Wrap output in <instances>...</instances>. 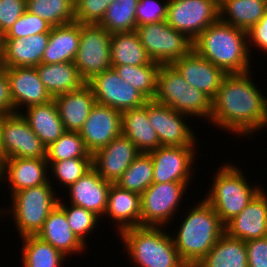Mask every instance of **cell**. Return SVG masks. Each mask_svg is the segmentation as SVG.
Returning <instances> with one entry per match:
<instances>
[{"label": "cell", "mask_w": 267, "mask_h": 267, "mask_svg": "<svg viewBox=\"0 0 267 267\" xmlns=\"http://www.w3.org/2000/svg\"><path fill=\"white\" fill-rule=\"evenodd\" d=\"M252 72L226 74L211 101L210 124L233 135L249 136L267 126V97Z\"/></svg>", "instance_id": "cell-1"}, {"label": "cell", "mask_w": 267, "mask_h": 267, "mask_svg": "<svg viewBox=\"0 0 267 267\" xmlns=\"http://www.w3.org/2000/svg\"><path fill=\"white\" fill-rule=\"evenodd\" d=\"M193 49L226 74L245 73L253 67L247 32L220 19L193 41Z\"/></svg>", "instance_id": "cell-2"}, {"label": "cell", "mask_w": 267, "mask_h": 267, "mask_svg": "<svg viewBox=\"0 0 267 267\" xmlns=\"http://www.w3.org/2000/svg\"><path fill=\"white\" fill-rule=\"evenodd\" d=\"M199 202L172 236L180 258L188 267H195L225 233V224L213 207L205 199Z\"/></svg>", "instance_id": "cell-3"}, {"label": "cell", "mask_w": 267, "mask_h": 267, "mask_svg": "<svg viewBox=\"0 0 267 267\" xmlns=\"http://www.w3.org/2000/svg\"><path fill=\"white\" fill-rule=\"evenodd\" d=\"M164 229L136 226L118 234L135 267H188L179 256L172 235Z\"/></svg>", "instance_id": "cell-4"}, {"label": "cell", "mask_w": 267, "mask_h": 267, "mask_svg": "<svg viewBox=\"0 0 267 267\" xmlns=\"http://www.w3.org/2000/svg\"><path fill=\"white\" fill-rule=\"evenodd\" d=\"M228 163L217 169L212 187L205 198L203 197L224 224L238 215L262 189L261 185H250L243 170L231 162Z\"/></svg>", "instance_id": "cell-5"}, {"label": "cell", "mask_w": 267, "mask_h": 267, "mask_svg": "<svg viewBox=\"0 0 267 267\" xmlns=\"http://www.w3.org/2000/svg\"><path fill=\"white\" fill-rule=\"evenodd\" d=\"M153 100L189 117L210 121L212 100L189 85L172 64L160 66Z\"/></svg>", "instance_id": "cell-6"}, {"label": "cell", "mask_w": 267, "mask_h": 267, "mask_svg": "<svg viewBox=\"0 0 267 267\" xmlns=\"http://www.w3.org/2000/svg\"><path fill=\"white\" fill-rule=\"evenodd\" d=\"M52 186L49 180L45 184L26 188L11 195L13 207L10 206L11 210L6 208L5 215L7 211L10 215L13 214L11 217L13 216L21 238L37 235L49 213L58 204L59 196L57 197Z\"/></svg>", "instance_id": "cell-7"}, {"label": "cell", "mask_w": 267, "mask_h": 267, "mask_svg": "<svg viewBox=\"0 0 267 267\" xmlns=\"http://www.w3.org/2000/svg\"><path fill=\"white\" fill-rule=\"evenodd\" d=\"M135 31L151 60L161 65L172 64L193 50V40L166 20L137 26Z\"/></svg>", "instance_id": "cell-8"}, {"label": "cell", "mask_w": 267, "mask_h": 267, "mask_svg": "<svg viewBox=\"0 0 267 267\" xmlns=\"http://www.w3.org/2000/svg\"><path fill=\"white\" fill-rule=\"evenodd\" d=\"M189 183H152L141 194V226H168L180 208Z\"/></svg>", "instance_id": "cell-9"}, {"label": "cell", "mask_w": 267, "mask_h": 267, "mask_svg": "<svg viewBox=\"0 0 267 267\" xmlns=\"http://www.w3.org/2000/svg\"><path fill=\"white\" fill-rule=\"evenodd\" d=\"M110 45L111 33L105 28L80 23V42L74 63L86 82L112 67Z\"/></svg>", "instance_id": "cell-10"}, {"label": "cell", "mask_w": 267, "mask_h": 267, "mask_svg": "<svg viewBox=\"0 0 267 267\" xmlns=\"http://www.w3.org/2000/svg\"><path fill=\"white\" fill-rule=\"evenodd\" d=\"M219 19V0H169L167 23L193 41Z\"/></svg>", "instance_id": "cell-11"}, {"label": "cell", "mask_w": 267, "mask_h": 267, "mask_svg": "<svg viewBox=\"0 0 267 267\" xmlns=\"http://www.w3.org/2000/svg\"><path fill=\"white\" fill-rule=\"evenodd\" d=\"M86 84L92 89L97 104L123 112L138 108L149 100L124 81L111 67L92 77Z\"/></svg>", "instance_id": "cell-12"}, {"label": "cell", "mask_w": 267, "mask_h": 267, "mask_svg": "<svg viewBox=\"0 0 267 267\" xmlns=\"http://www.w3.org/2000/svg\"><path fill=\"white\" fill-rule=\"evenodd\" d=\"M0 135L7 158H46V146L20 113L0 116Z\"/></svg>", "instance_id": "cell-13"}, {"label": "cell", "mask_w": 267, "mask_h": 267, "mask_svg": "<svg viewBox=\"0 0 267 267\" xmlns=\"http://www.w3.org/2000/svg\"><path fill=\"white\" fill-rule=\"evenodd\" d=\"M188 118L189 116L179 113L169 106L154 100L148 101V119L157 133L160 146L196 147L195 133L184 120Z\"/></svg>", "instance_id": "cell-14"}, {"label": "cell", "mask_w": 267, "mask_h": 267, "mask_svg": "<svg viewBox=\"0 0 267 267\" xmlns=\"http://www.w3.org/2000/svg\"><path fill=\"white\" fill-rule=\"evenodd\" d=\"M195 148L160 146L149 152L153 163V183L190 182L195 171Z\"/></svg>", "instance_id": "cell-15"}, {"label": "cell", "mask_w": 267, "mask_h": 267, "mask_svg": "<svg viewBox=\"0 0 267 267\" xmlns=\"http://www.w3.org/2000/svg\"><path fill=\"white\" fill-rule=\"evenodd\" d=\"M79 133L86 149L93 154L122 134V112L95 103Z\"/></svg>", "instance_id": "cell-16"}, {"label": "cell", "mask_w": 267, "mask_h": 267, "mask_svg": "<svg viewBox=\"0 0 267 267\" xmlns=\"http://www.w3.org/2000/svg\"><path fill=\"white\" fill-rule=\"evenodd\" d=\"M139 154L135 145L121 134L92 154V167L104 180L116 183Z\"/></svg>", "instance_id": "cell-17"}, {"label": "cell", "mask_w": 267, "mask_h": 267, "mask_svg": "<svg viewBox=\"0 0 267 267\" xmlns=\"http://www.w3.org/2000/svg\"><path fill=\"white\" fill-rule=\"evenodd\" d=\"M4 69L9 80L10 94L15 113H18L20 108L46 104L53 100L41 82L36 67H12Z\"/></svg>", "instance_id": "cell-18"}, {"label": "cell", "mask_w": 267, "mask_h": 267, "mask_svg": "<svg viewBox=\"0 0 267 267\" xmlns=\"http://www.w3.org/2000/svg\"><path fill=\"white\" fill-rule=\"evenodd\" d=\"M172 65L184 80L203 92L211 100L215 97L226 73L210 61L199 55L194 49Z\"/></svg>", "instance_id": "cell-19"}, {"label": "cell", "mask_w": 267, "mask_h": 267, "mask_svg": "<svg viewBox=\"0 0 267 267\" xmlns=\"http://www.w3.org/2000/svg\"><path fill=\"white\" fill-rule=\"evenodd\" d=\"M262 188L248 205L225 224V232L243 241L267 236V192Z\"/></svg>", "instance_id": "cell-20"}, {"label": "cell", "mask_w": 267, "mask_h": 267, "mask_svg": "<svg viewBox=\"0 0 267 267\" xmlns=\"http://www.w3.org/2000/svg\"><path fill=\"white\" fill-rule=\"evenodd\" d=\"M50 32L27 36L26 38H1L2 68L36 67L42 63Z\"/></svg>", "instance_id": "cell-21"}, {"label": "cell", "mask_w": 267, "mask_h": 267, "mask_svg": "<svg viewBox=\"0 0 267 267\" xmlns=\"http://www.w3.org/2000/svg\"><path fill=\"white\" fill-rule=\"evenodd\" d=\"M48 162L46 158H7L0 170V181H7L11 195L20 190L47 183Z\"/></svg>", "instance_id": "cell-22"}, {"label": "cell", "mask_w": 267, "mask_h": 267, "mask_svg": "<svg viewBox=\"0 0 267 267\" xmlns=\"http://www.w3.org/2000/svg\"><path fill=\"white\" fill-rule=\"evenodd\" d=\"M111 182L104 180L93 168L67 189L69 204H74L103 217Z\"/></svg>", "instance_id": "cell-23"}, {"label": "cell", "mask_w": 267, "mask_h": 267, "mask_svg": "<svg viewBox=\"0 0 267 267\" xmlns=\"http://www.w3.org/2000/svg\"><path fill=\"white\" fill-rule=\"evenodd\" d=\"M106 215L113 220V224L116 222L117 233L127 228L141 226V195L112 183L104 217Z\"/></svg>", "instance_id": "cell-24"}, {"label": "cell", "mask_w": 267, "mask_h": 267, "mask_svg": "<svg viewBox=\"0 0 267 267\" xmlns=\"http://www.w3.org/2000/svg\"><path fill=\"white\" fill-rule=\"evenodd\" d=\"M65 131L79 132L95 105L92 89L85 84L81 89L70 91L53 98Z\"/></svg>", "instance_id": "cell-25"}, {"label": "cell", "mask_w": 267, "mask_h": 267, "mask_svg": "<svg viewBox=\"0 0 267 267\" xmlns=\"http://www.w3.org/2000/svg\"><path fill=\"white\" fill-rule=\"evenodd\" d=\"M36 236L68 257L76 253L82 254L88 248L73 233L68 225L65 212L58 205L49 213Z\"/></svg>", "instance_id": "cell-26"}, {"label": "cell", "mask_w": 267, "mask_h": 267, "mask_svg": "<svg viewBox=\"0 0 267 267\" xmlns=\"http://www.w3.org/2000/svg\"><path fill=\"white\" fill-rule=\"evenodd\" d=\"M122 134L140 153H149L160 147L157 133L148 119V102L138 108L122 112Z\"/></svg>", "instance_id": "cell-27"}, {"label": "cell", "mask_w": 267, "mask_h": 267, "mask_svg": "<svg viewBox=\"0 0 267 267\" xmlns=\"http://www.w3.org/2000/svg\"><path fill=\"white\" fill-rule=\"evenodd\" d=\"M18 111L46 148L66 132L54 100Z\"/></svg>", "instance_id": "cell-28"}, {"label": "cell", "mask_w": 267, "mask_h": 267, "mask_svg": "<svg viewBox=\"0 0 267 267\" xmlns=\"http://www.w3.org/2000/svg\"><path fill=\"white\" fill-rule=\"evenodd\" d=\"M79 42V22L52 27L49 42L42 58V63L57 64L74 62L79 48Z\"/></svg>", "instance_id": "cell-29"}, {"label": "cell", "mask_w": 267, "mask_h": 267, "mask_svg": "<svg viewBox=\"0 0 267 267\" xmlns=\"http://www.w3.org/2000/svg\"><path fill=\"white\" fill-rule=\"evenodd\" d=\"M41 82L52 98L81 89L86 81L81 77L74 62L36 66Z\"/></svg>", "instance_id": "cell-30"}, {"label": "cell", "mask_w": 267, "mask_h": 267, "mask_svg": "<svg viewBox=\"0 0 267 267\" xmlns=\"http://www.w3.org/2000/svg\"><path fill=\"white\" fill-rule=\"evenodd\" d=\"M195 267H249L246 242L225 232Z\"/></svg>", "instance_id": "cell-31"}, {"label": "cell", "mask_w": 267, "mask_h": 267, "mask_svg": "<svg viewBox=\"0 0 267 267\" xmlns=\"http://www.w3.org/2000/svg\"><path fill=\"white\" fill-rule=\"evenodd\" d=\"M267 11V4L256 0H219L220 20L249 31Z\"/></svg>", "instance_id": "cell-32"}, {"label": "cell", "mask_w": 267, "mask_h": 267, "mask_svg": "<svg viewBox=\"0 0 267 267\" xmlns=\"http://www.w3.org/2000/svg\"><path fill=\"white\" fill-rule=\"evenodd\" d=\"M110 59L112 66H139L152 62L136 31L111 34Z\"/></svg>", "instance_id": "cell-33"}, {"label": "cell", "mask_w": 267, "mask_h": 267, "mask_svg": "<svg viewBox=\"0 0 267 267\" xmlns=\"http://www.w3.org/2000/svg\"><path fill=\"white\" fill-rule=\"evenodd\" d=\"M22 244V267H61L65 256L48 242L36 235L24 236Z\"/></svg>", "instance_id": "cell-34"}, {"label": "cell", "mask_w": 267, "mask_h": 267, "mask_svg": "<svg viewBox=\"0 0 267 267\" xmlns=\"http://www.w3.org/2000/svg\"><path fill=\"white\" fill-rule=\"evenodd\" d=\"M161 64L152 61L139 66H112L114 71L128 84L142 93L148 100H153L157 90V78Z\"/></svg>", "instance_id": "cell-35"}, {"label": "cell", "mask_w": 267, "mask_h": 267, "mask_svg": "<svg viewBox=\"0 0 267 267\" xmlns=\"http://www.w3.org/2000/svg\"><path fill=\"white\" fill-rule=\"evenodd\" d=\"M26 10L53 27L76 22L75 3L72 0H26Z\"/></svg>", "instance_id": "cell-36"}, {"label": "cell", "mask_w": 267, "mask_h": 267, "mask_svg": "<svg viewBox=\"0 0 267 267\" xmlns=\"http://www.w3.org/2000/svg\"><path fill=\"white\" fill-rule=\"evenodd\" d=\"M139 0H114L99 23L109 33L135 31L136 8Z\"/></svg>", "instance_id": "cell-37"}, {"label": "cell", "mask_w": 267, "mask_h": 267, "mask_svg": "<svg viewBox=\"0 0 267 267\" xmlns=\"http://www.w3.org/2000/svg\"><path fill=\"white\" fill-rule=\"evenodd\" d=\"M152 183V158L148 153H140L115 184L141 195Z\"/></svg>", "instance_id": "cell-38"}, {"label": "cell", "mask_w": 267, "mask_h": 267, "mask_svg": "<svg viewBox=\"0 0 267 267\" xmlns=\"http://www.w3.org/2000/svg\"><path fill=\"white\" fill-rule=\"evenodd\" d=\"M72 158H92L79 132H64L59 139L46 148L47 162H57Z\"/></svg>", "instance_id": "cell-39"}, {"label": "cell", "mask_w": 267, "mask_h": 267, "mask_svg": "<svg viewBox=\"0 0 267 267\" xmlns=\"http://www.w3.org/2000/svg\"><path fill=\"white\" fill-rule=\"evenodd\" d=\"M65 203L66 201L62 203L60 198L57 205L65 212L68 225L73 233L84 245L88 246L85 237L95 231V228L99 225V220H101L100 217L94 212L74 204H68L70 205L69 208Z\"/></svg>", "instance_id": "cell-40"}, {"label": "cell", "mask_w": 267, "mask_h": 267, "mask_svg": "<svg viewBox=\"0 0 267 267\" xmlns=\"http://www.w3.org/2000/svg\"><path fill=\"white\" fill-rule=\"evenodd\" d=\"M92 167V158H72L57 162H48V169L63 187H70L83 177Z\"/></svg>", "instance_id": "cell-41"}, {"label": "cell", "mask_w": 267, "mask_h": 267, "mask_svg": "<svg viewBox=\"0 0 267 267\" xmlns=\"http://www.w3.org/2000/svg\"><path fill=\"white\" fill-rule=\"evenodd\" d=\"M52 27L46 20L26 10L1 38H26L50 32Z\"/></svg>", "instance_id": "cell-42"}, {"label": "cell", "mask_w": 267, "mask_h": 267, "mask_svg": "<svg viewBox=\"0 0 267 267\" xmlns=\"http://www.w3.org/2000/svg\"><path fill=\"white\" fill-rule=\"evenodd\" d=\"M114 0H77L75 1V20L81 24H99L108 6Z\"/></svg>", "instance_id": "cell-43"}, {"label": "cell", "mask_w": 267, "mask_h": 267, "mask_svg": "<svg viewBox=\"0 0 267 267\" xmlns=\"http://www.w3.org/2000/svg\"><path fill=\"white\" fill-rule=\"evenodd\" d=\"M139 0L136 8L137 26L167 19L169 0Z\"/></svg>", "instance_id": "cell-44"}, {"label": "cell", "mask_w": 267, "mask_h": 267, "mask_svg": "<svg viewBox=\"0 0 267 267\" xmlns=\"http://www.w3.org/2000/svg\"><path fill=\"white\" fill-rule=\"evenodd\" d=\"M26 11V0H0V36L2 37Z\"/></svg>", "instance_id": "cell-45"}, {"label": "cell", "mask_w": 267, "mask_h": 267, "mask_svg": "<svg viewBox=\"0 0 267 267\" xmlns=\"http://www.w3.org/2000/svg\"><path fill=\"white\" fill-rule=\"evenodd\" d=\"M249 267H267V236L246 241Z\"/></svg>", "instance_id": "cell-46"}, {"label": "cell", "mask_w": 267, "mask_h": 267, "mask_svg": "<svg viewBox=\"0 0 267 267\" xmlns=\"http://www.w3.org/2000/svg\"><path fill=\"white\" fill-rule=\"evenodd\" d=\"M247 39L249 53L251 51L250 46H256L260 51L267 52V11L259 22L247 31ZM251 43H253L254 46Z\"/></svg>", "instance_id": "cell-47"}, {"label": "cell", "mask_w": 267, "mask_h": 267, "mask_svg": "<svg viewBox=\"0 0 267 267\" xmlns=\"http://www.w3.org/2000/svg\"><path fill=\"white\" fill-rule=\"evenodd\" d=\"M15 113L6 70L0 67V116Z\"/></svg>", "instance_id": "cell-48"}, {"label": "cell", "mask_w": 267, "mask_h": 267, "mask_svg": "<svg viewBox=\"0 0 267 267\" xmlns=\"http://www.w3.org/2000/svg\"><path fill=\"white\" fill-rule=\"evenodd\" d=\"M6 160H7V157L2 147V140H1V135H0V170L2 169Z\"/></svg>", "instance_id": "cell-49"}, {"label": "cell", "mask_w": 267, "mask_h": 267, "mask_svg": "<svg viewBox=\"0 0 267 267\" xmlns=\"http://www.w3.org/2000/svg\"><path fill=\"white\" fill-rule=\"evenodd\" d=\"M1 46H2V41H1V36H0V63H1Z\"/></svg>", "instance_id": "cell-50"}, {"label": "cell", "mask_w": 267, "mask_h": 267, "mask_svg": "<svg viewBox=\"0 0 267 267\" xmlns=\"http://www.w3.org/2000/svg\"><path fill=\"white\" fill-rule=\"evenodd\" d=\"M256 1L263 2V3L267 4V0H256Z\"/></svg>", "instance_id": "cell-51"}, {"label": "cell", "mask_w": 267, "mask_h": 267, "mask_svg": "<svg viewBox=\"0 0 267 267\" xmlns=\"http://www.w3.org/2000/svg\"><path fill=\"white\" fill-rule=\"evenodd\" d=\"M2 208H0V217L3 215V213L2 212H4L3 210L5 209V208H3L2 210H1ZM2 214V215H1Z\"/></svg>", "instance_id": "cell-52"}]
</instances>
